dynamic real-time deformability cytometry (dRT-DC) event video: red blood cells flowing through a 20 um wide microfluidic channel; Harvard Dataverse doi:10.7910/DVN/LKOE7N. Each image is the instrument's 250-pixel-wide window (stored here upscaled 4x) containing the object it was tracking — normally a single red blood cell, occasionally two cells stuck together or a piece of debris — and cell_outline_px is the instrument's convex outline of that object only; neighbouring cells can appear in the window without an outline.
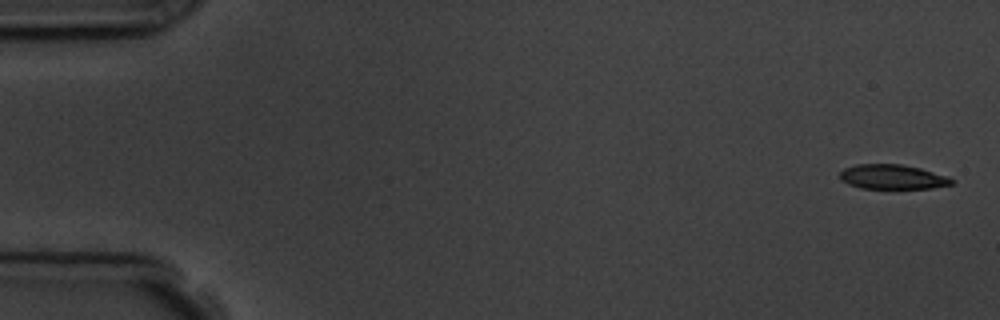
{"species": "common noctule bat (a hibernating species)", "species_latin": "Nyctalus noctula", "temperature_condition": "room temperature", "stored_images_in_passage": 5, "camera_frame_rate_fps": 3000, "um_per_image_px": 0.085, "animal": {"sex": "male", "body_mass_g": 19.5, "forearm_length_mm": 54.6}, "frame": {"image": 1, "passage_image": 1, "time_ms": 0.0, "image_size_px": [1000, 320], "cell_outline_px": [[956, 180], [952, 184], [932, 188], [860, 188], [848, 184], [840, 180], [840, 172], [844, 168], [856, 164], [900, 164], [920, 168], [948, 176]], "centroid_in_image_um": [75.86, 15.03], "position_along_channel_um": 9.1, "area_um2": 16.07}}
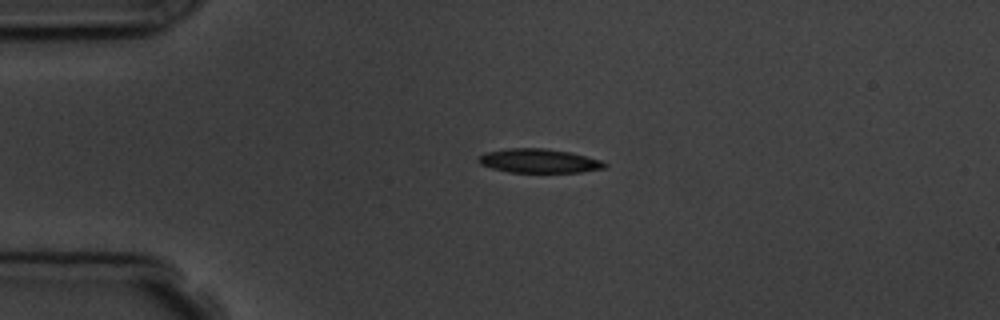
{"frame": {"image": 2, "passage_image": 4, "time_ms": 3.667, "image_size_px": [1000, 320], "cell_outline_px": [[608, 164], [604, 168], [580, 172], [508, 172], [492, 168], [480, 164], [476, 160], [484, 152], [508, 148], [544, 148], [572, 152], [600, 160]], "centroid_in_image_um": [45.79, 13.67], "position_along_channel_um": 39.2, "area_um2": 17.69}}